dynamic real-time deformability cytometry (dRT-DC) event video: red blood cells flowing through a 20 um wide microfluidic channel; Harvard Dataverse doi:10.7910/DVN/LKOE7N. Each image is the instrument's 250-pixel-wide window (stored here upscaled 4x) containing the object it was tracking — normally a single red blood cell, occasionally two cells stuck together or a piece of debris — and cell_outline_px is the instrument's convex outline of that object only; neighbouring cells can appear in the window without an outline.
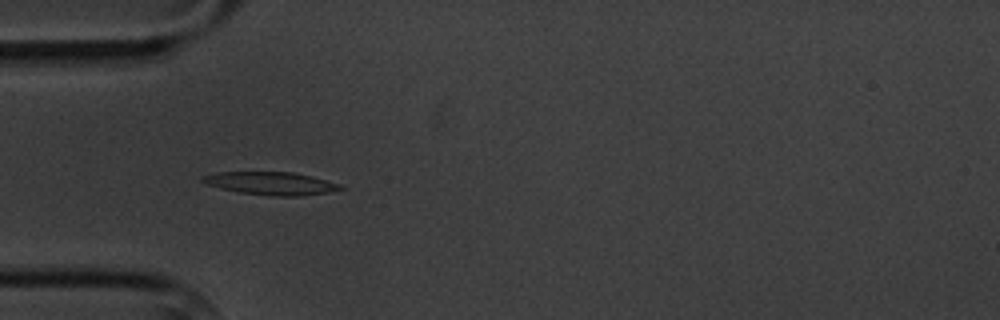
{"species": "common noctule bat (a hibernating species)", "species_latin": "Nyctalus noctula", "temperature_condition": "cold", "stored_images_in_passage": 6, "camera_frame_rate_fps": 3000, "um_per_image_px": 0.085, "animal": {"sex": "male", "body_mass_g": 20.1, "forearm_length_mm": 53.5}, "frame": {"image": 1, "passage_image": 5, "time_ms": 5.667, "image_size_px": [1000, 320], "cell_outline_px": [[344, 188], [328, 192], [300, 196], [272, 196], [240, 192], [220, 188], [208, 184], [200, 180], [200, 176], [216, 172], [292, 172], [312, 176], [340, 184]], "centroid_in_image_um": [23.01, 15.58], "position_along_channel_um": 62.0, "area_um2": 18.32}}
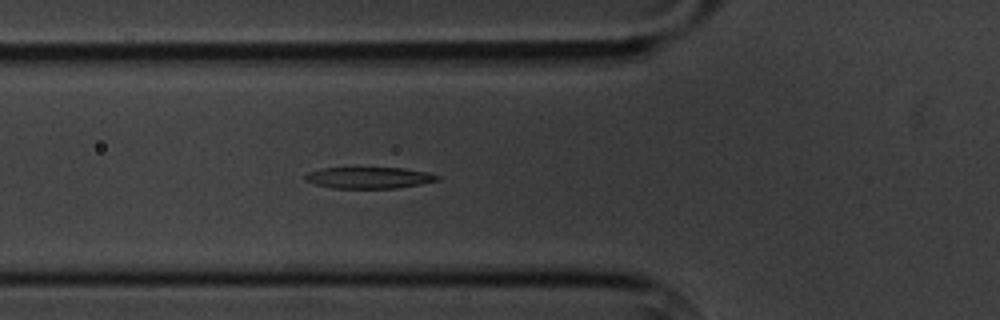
{"frame": {"image": 2, "passage_image": 6, "time_ms": 6.667, "image_size_px": [1000, 320], "cell_outline_px": [[440, 180], [420, 184], [396, 188], [332, 188], [316, 184], [304, 180], [304, 176], [308, 172], [320, 168], [404, 168], [428, 172], [440, 176]], "centroid_in_image_um": [31.37, 15.1], "position_along_channel_um": 94.4, "area_um2": 16.47}}